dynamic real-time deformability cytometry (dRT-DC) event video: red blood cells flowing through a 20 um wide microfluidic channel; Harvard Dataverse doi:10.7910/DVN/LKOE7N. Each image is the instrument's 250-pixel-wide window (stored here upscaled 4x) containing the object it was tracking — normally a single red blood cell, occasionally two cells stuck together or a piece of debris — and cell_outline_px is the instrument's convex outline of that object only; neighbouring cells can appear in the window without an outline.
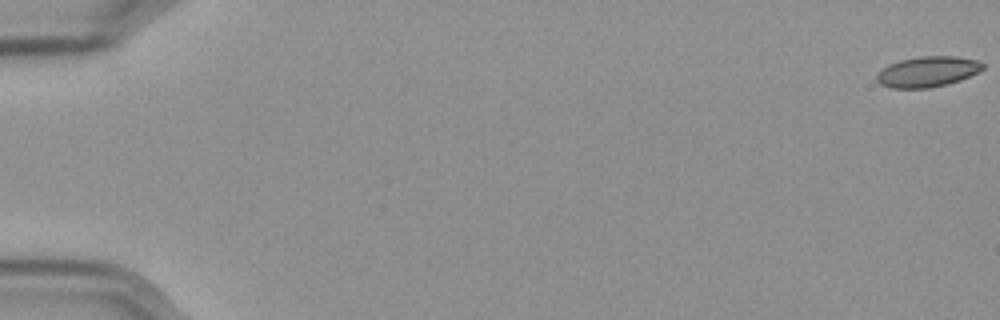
{"species": "Egyptian fruit bat (a non-hibernating species)", "species_latin": "Rousettus aegyptiacus", "temperature_condition": "cold", "stored_images_in_passage": 15, "camera_frame_rate_fps": 3000, "um_per_image_px": 0.085, "frame": {"image": 1, "passage_image": 1, "time_ms": 0.0, "image_size_px": [1000, 320], "cell_outline_px": [[984, 68], [960, 80], [928, 88], [888, 88], [880, 84], [876, 80], [876, 76], [888, 64], [900, 60], [920, 56], [956, 56], [976, 60], [984, 64]], "centroid_in_image_um": [78.81, 6.09], "position_along_channel_um": 6.2, "area_um2": 18.67}}